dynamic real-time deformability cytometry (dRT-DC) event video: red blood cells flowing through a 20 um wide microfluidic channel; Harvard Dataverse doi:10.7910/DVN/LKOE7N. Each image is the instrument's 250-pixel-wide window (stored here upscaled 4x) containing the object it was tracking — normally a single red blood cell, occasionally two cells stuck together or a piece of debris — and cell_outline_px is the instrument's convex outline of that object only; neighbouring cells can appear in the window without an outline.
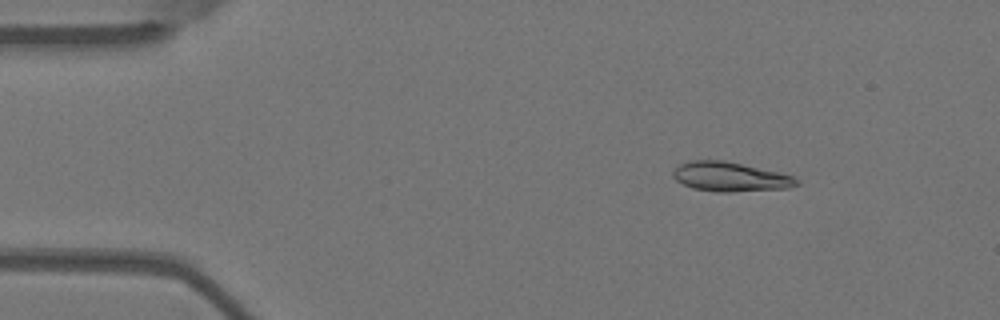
{"species": "Egyptian fruit bat (a non-hibernating species)", "species_latin": "Rousettus aegyptiacus", "temperature_condition": "warm", "stored_images_in_passage": 4, "camera_frame_rate_fps": 3000, "um_per_image_px": 0.085, "animal": {"sex": "female"}, "frame": {"image": 1, "passage_image": 2, "time_ms": 0.333, "image_size_px": [1000, 320], "cell_outline_px": [[800, 184], [788, 188], [732, 192], [716, 192], [692, 188], [676, 180], [672, 176], [672, 172], [680, 164], [692, 160], [724, 160], [780, 172], [792, 176], [800, 180]], "centroid_in_image_um": [62.09, 15.03], "position_along_channel_um": 22.9, "area_um2": 21.27}}